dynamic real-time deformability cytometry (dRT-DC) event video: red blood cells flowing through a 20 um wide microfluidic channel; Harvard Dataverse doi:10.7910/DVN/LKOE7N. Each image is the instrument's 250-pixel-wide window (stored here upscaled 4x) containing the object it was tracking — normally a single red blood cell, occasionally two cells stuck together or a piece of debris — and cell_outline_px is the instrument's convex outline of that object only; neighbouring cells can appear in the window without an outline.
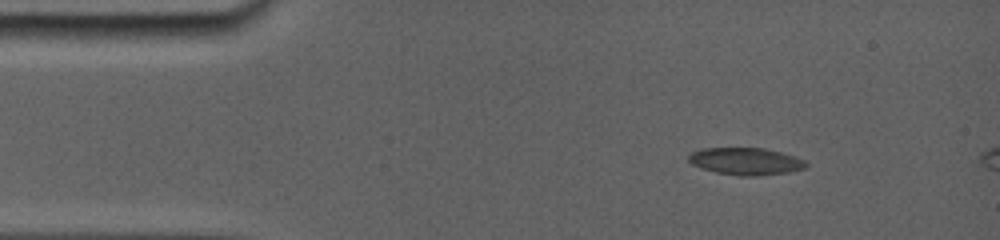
{"species": "common noctule bat (a hibernating species)", "species_latin": "Nyctalus noctula", "temperature_condition": "room temperature", "stored_images_in_passage": 7, "camera_frame_rate_fps": 5000, "um_per_image_px": 0.085, "animal": {"sex": "female", "body_mass_g": 19.0, "forearm_length_mm": 56.7}, "frame": {"image": 1, "passage_image": 4, "time_ms": 1.4, "image_size_px": [1000, 240], "cell_outline_px": [[804, 168], [788, 172], [752, 176], [740, 176], [716, 172], [692, 164], [688, 160], [688, 156], [696, 152], [708, 148], [756, 148], [776, 152], [800, 160], [804, 164]], "centroid_in_image_um": [63.3, 13.73], "position_along_channel_um": 21.7, "area_um2": 17.51}}